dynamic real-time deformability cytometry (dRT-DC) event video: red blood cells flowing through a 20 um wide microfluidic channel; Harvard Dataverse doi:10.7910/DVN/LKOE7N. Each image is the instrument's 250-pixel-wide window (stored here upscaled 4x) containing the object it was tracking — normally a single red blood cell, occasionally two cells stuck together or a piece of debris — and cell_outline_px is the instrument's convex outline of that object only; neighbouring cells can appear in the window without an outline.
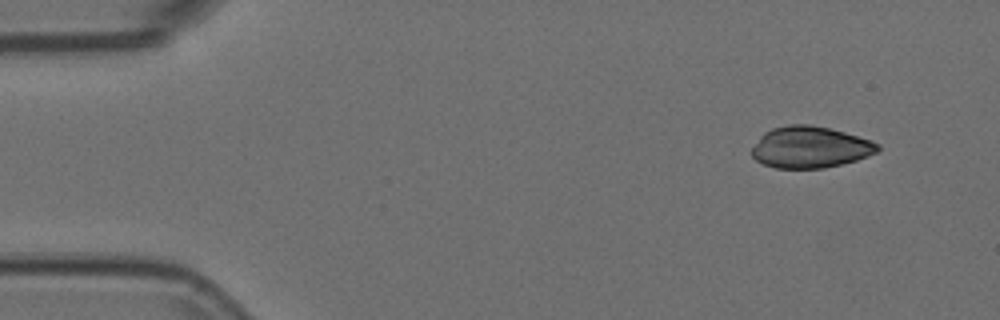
{"species": "Egyptian fruit bat (a non-hibernating species)", "species_latin": "Rousettus aegyptiacus", "temperature_condition": "room temperature", "stored_images_in_passage": 50, "camera_frame_rate_fps": 3000, "um_per_image_px": 0.085, "animal": {"sex": "female"}, "frame": {"image": 1, "passage_image": 1, "time_ms": 0.0, "image_size_px": [1000, 320], "cell_outline_px": [[880, 148], [876, 152], [856, 160], [840, 164], [820, 168], [776, 168], [764, 164], [756, 160], [752, 156], [752, 148], [768, 132], [776, 128], [796, 124], [804, 124], [828, 128], [856, 136], [868, 140], [876, 144]], "centroid_in_image_um": [68.86, 12.54], "position_along_channel_um": 16.1, "area_um2": 29.3}}
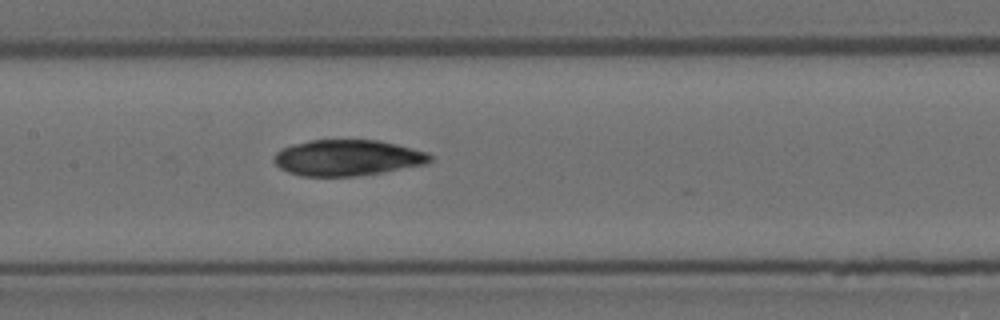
{"frame": {"image": 2, "passage_image": 22, "time_ms": 7.0, "image_size_px": [1000, 320], "cell_outline_px": [[432, 160], [420, 164], [376, 172], [348, 176], [308, 176], [292, 172], [276, 164], [276, 156], [284, 148], [296, 144], [312, 140], [376, 140], [424, 152], [432, 156]], "centroid_in_image_um": [29.51, 13.39], "position_along_channel_um": 177.9, "area_um2": 30.92}}
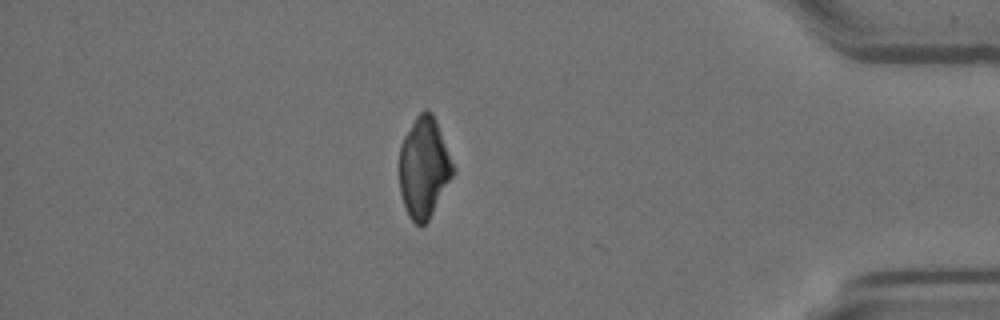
{"frame": {"image": 3, "passage_image": 43, "time_ms": 14.0, "image_size_px": [1000, 320], "cell_outline_px": [[452, 176], [428, 220], [424, 224], [416, 224], [412, 220], [404, 204], [400, 192], [400, 148], [416, 116], [420, 112], [428, 112], [432, 116], [436, 124], [452, 164]], "centroid_in_image_um": [36.0, 14.3], "position_along_channel_um": 399.2, "area_um2": 29.65}}